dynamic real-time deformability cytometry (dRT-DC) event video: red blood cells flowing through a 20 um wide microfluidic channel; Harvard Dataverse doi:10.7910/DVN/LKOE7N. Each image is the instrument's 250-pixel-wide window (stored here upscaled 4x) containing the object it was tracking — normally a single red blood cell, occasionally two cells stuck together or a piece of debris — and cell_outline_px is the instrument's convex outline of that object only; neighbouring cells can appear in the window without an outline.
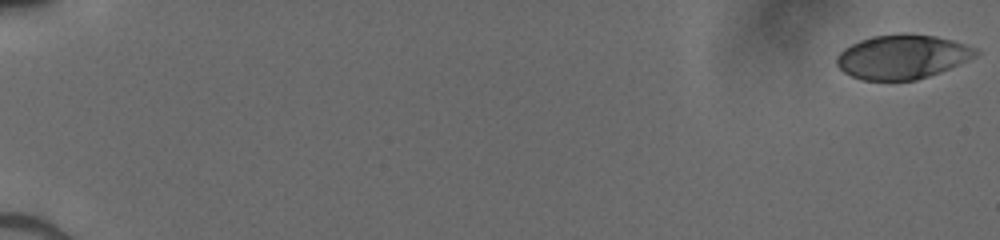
{"species": "human", "species_latin": "Homo sapiens", "temperature_condition": "cold", "stored_images_in_passage": 52, "camera_frame_rate_fps": 3000, "um_per_image_px": 0.085, "donor": {"sex": "male"}, "frame": {"image": 1, "passage_image": 1, "time_ms": 0.0, "image_size_px": [1000, 240], "cell_outline_px": [[980, 52], [976, 56], [968, 60], [940, 72], [916, 80], [860, 80], [844, 72], [836, 64], [836, 56], [844, 48], [860, 40], [872, 36], [900, 32], [908, 32], [936, 36], [952, 40], [976, 48]], "centroid_in_image_um": [76.68, 4.81], "position_along_channel_um": 8.3, "area_um2": 36.07}}
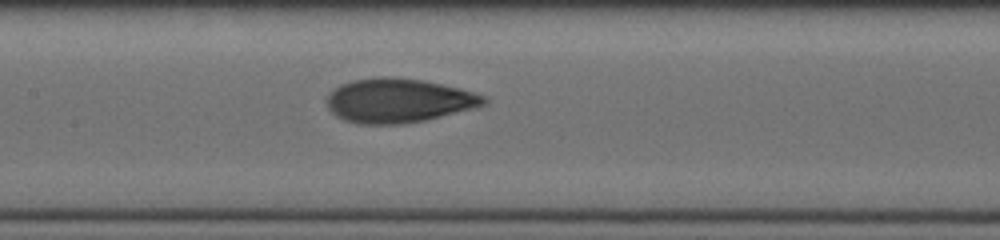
{"frame": {"image": 2, "passage_image": 28, "time_ms": 9.0, "image_size_px": [1000, 240], "cell_outline_px": [[488, 100], [484, 104], [472, 108], [424, 120], [400, 124], [360, 124], [344, 120], [336, 116], [328, 108], [324, 100], [328, 92], [340, 84], [352, 80], [372, 76], [396, 76], [424, 80], [460, 88], [488, 96]], "centroid_in_image_um": [33.81, 8.52], "position_along_channel_um": 173.6, "area_um2": 40.86}}
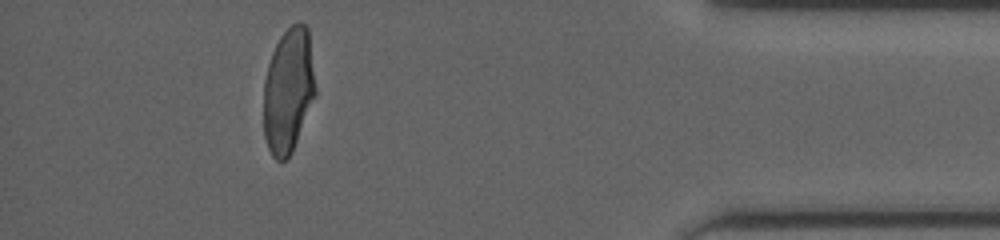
{"frame": {"image": 3, "passage_image": 48, "time_ms": 15.667, "image_size_px": [1000, 240], "cell_outline_px": [[316, 96], [296, 140], [288, 156], [284, 160], [276, 160], [272, 156], [268, 148], [264, 136], [264, 80], [268, 64], [272, 52], [280, 36], [292, 24], [300, 20], [308, 28], [316, 88]], "centroid_in_image_um": [24.51, 7.65], "position_along_channel_um": 410.7, "area_um2": 37.57}}